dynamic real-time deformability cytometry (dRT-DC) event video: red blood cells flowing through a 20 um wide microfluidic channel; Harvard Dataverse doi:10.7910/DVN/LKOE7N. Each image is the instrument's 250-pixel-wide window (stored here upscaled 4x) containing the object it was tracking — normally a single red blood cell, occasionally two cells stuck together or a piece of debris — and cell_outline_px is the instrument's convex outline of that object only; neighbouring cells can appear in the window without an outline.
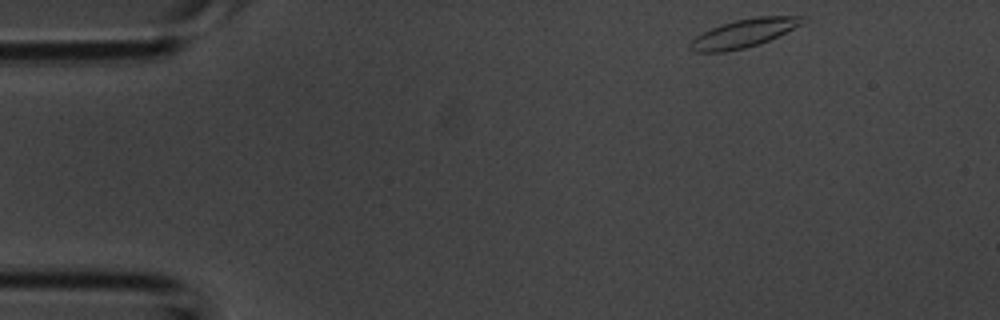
{"species": "common noctule bat (a hibernating species)", "species_latin": "Nyctalus noctula", "temperature_condition": "room temperature", "stored_images_in_passage": 39, "camera_frame_rate_fps": 3000, "um_per_image_px": 0.085, "animal": {"sex": "male", "body_mass_g": 20.1, "forearm_length_mm": 53.5}, "frame": {"image": 1, "passage_image": 1, "time_ms": 0.0, "image_size_px": [1000, 320], "cell_outline_px": [[804, 24], [760, 44], [744, 48], [724, 52], [696, 52], [688, 48], [688, 44], [696, 36], [720, 24], [736, 20], [756, 16], [800, 16]], "centroid_in_image_um": [63.2, 2.83], "position_along_channel_um": 21.8, "area_um2": 18.44}}
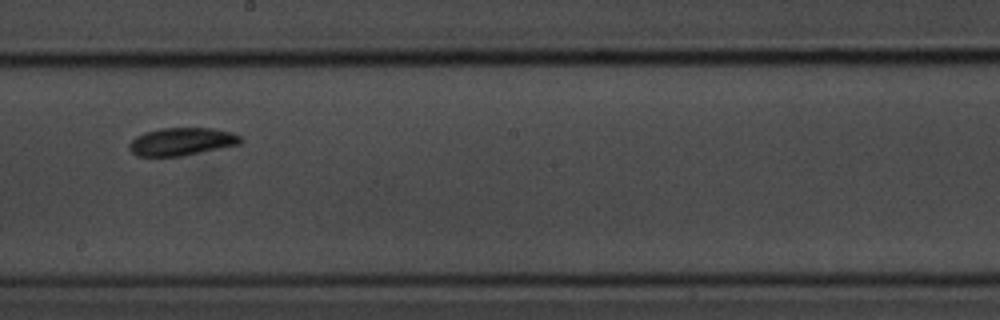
{"frame": {"image": 2, "passage_image": 20, "time_ms": 6.333, "image_size_px": [1000, 320], "cell_outline_px": [[244, 140], [240, 144], [184, 156], [136, 156], [128, 148], [128, 144], [136, 136], [144, 132], [160, 128], [212, 128], [232, 132], [240, 136]], "centroid_in_image_um": [15.44, 12.03], "position_along_channel_um": 232.8, "area_um2": 18.21}}
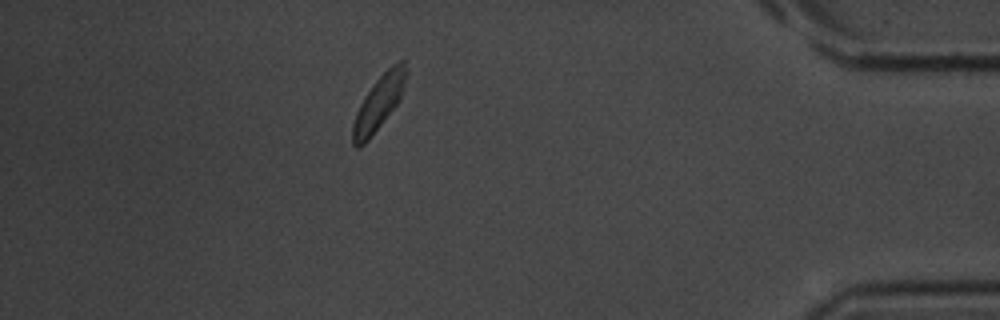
{"frame": {"image": 3, "passage_image": 34, "time_ms": 11.0, "image_size_px": [1000, 320], "cell_outline_px": [[408, 72], [400, 100], [368, 140], [360, 148], [356, 148], [352, 144], [352, 124], [356, 112], [364, 96], [376, 80], [392, 64], [400, 60], [404, 60], [408, 68]], "centroid_in_image_um": [32.2, 8.73], "position_along_channel_um": 403.0, "area_um2": 16.99}}